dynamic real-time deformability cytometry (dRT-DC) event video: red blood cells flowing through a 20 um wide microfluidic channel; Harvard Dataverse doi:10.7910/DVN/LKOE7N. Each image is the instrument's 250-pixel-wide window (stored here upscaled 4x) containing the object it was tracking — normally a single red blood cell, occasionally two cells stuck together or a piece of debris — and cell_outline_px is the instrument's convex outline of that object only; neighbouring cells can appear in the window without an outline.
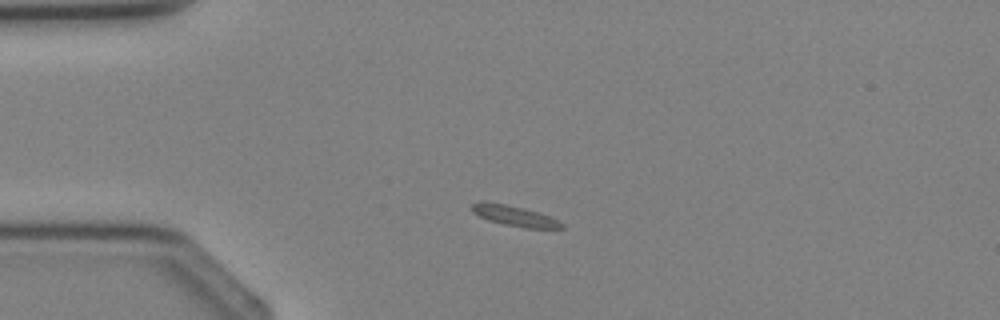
{"species": "Egyptian fruit bat (a non-hibernating species)", "species_latin": "Rousettus aegyptiacus", "temperature_condition": "cold", "stored_images_in_passage": 2, "camera_frame_rate_fps": 3000, "um_per_image_px": 0.085, "animal": {"sex": "female"}, "frame": {"image": 1, "passage_image": 1, "time_ms": 0.0, "image_size_px": [1000, 320], "cell_outline_px": [[564, 228], [528, 228], [504, 224], [488, 220], [472, 212], [472, 204], [480, 200], [504, 204], [524, 208], [540, 212], [564, 224]], "centroid_in_image_um": [43.71, 18.33], "position_along_channel_um": 41.3, "area_um2": 10.58}}